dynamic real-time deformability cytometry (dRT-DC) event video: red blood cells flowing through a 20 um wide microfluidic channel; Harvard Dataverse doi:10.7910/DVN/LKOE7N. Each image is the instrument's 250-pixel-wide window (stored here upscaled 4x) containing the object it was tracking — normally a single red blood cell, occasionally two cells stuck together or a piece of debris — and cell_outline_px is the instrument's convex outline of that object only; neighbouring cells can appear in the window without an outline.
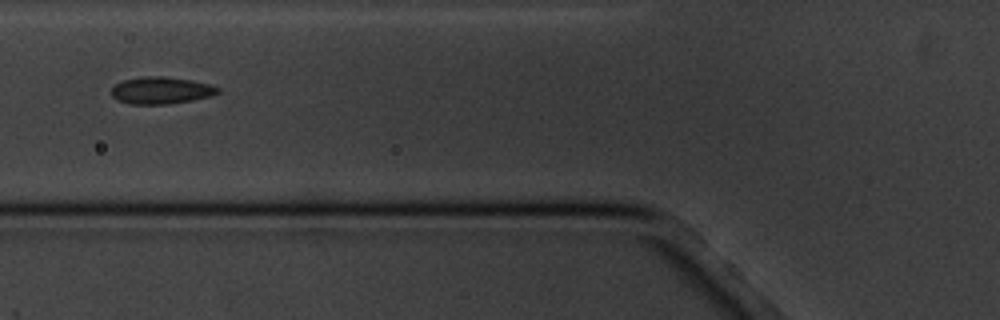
{"species": "common noctule bat (a hibernating species)", "species_latin": "Nyctalus noctula", "temperature_condition": "cold", "stored_images_in_passage": 13, "camera_frame_rate_fps": 3000, "um_per_image_px": 0.085, "animal": {"sex": "male", "body_mass_g": 20.1, "forearm_length_mm": 53.5}, "frame": {"image": 1, "passage_image": 3, "time_ms": 2.333, "image_size_px": [1000, 320], "cell_outline_px": [[220, 92], [212, 96], [192, 100], [168, 104], [128, 104], [116, 100], [108, 92], [112, 84], [124, 80], [140, 76], [164, 76], [192, 80], [208, 84], [220, 88]], "centroid_in_image_um": [13.62, 7.68], "position_along_channel_um": 112.2, "area_um2": 17.17}}
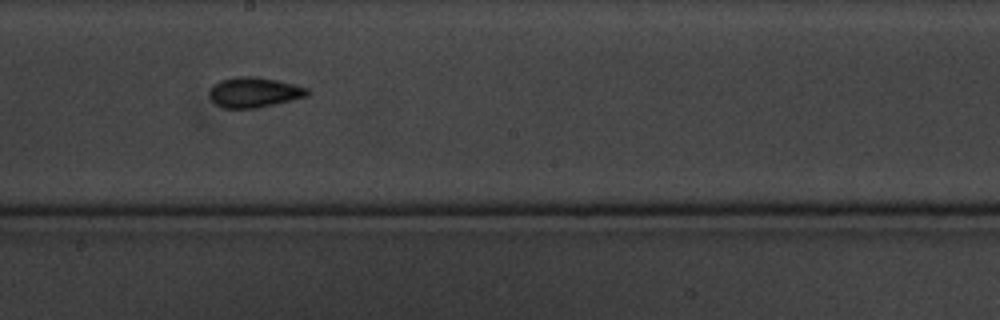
{"frame": {"image": 2, "passage_image": 6, "time_ms": 5.667, "image_size_px": [1000, 320], "cell_outline_px": [[308, 96], [276, 104], [256, 108], [224, 108], [216, 104], [212, 100], [208, 92], [212, 84], [220, 80], [240, 76], [252, 76], [276, 80], [308, 88]], "centroid_in_image_um": [21.57, 7.85], "position_along_channel_um": 226.6, "area_um2": 17.17}}
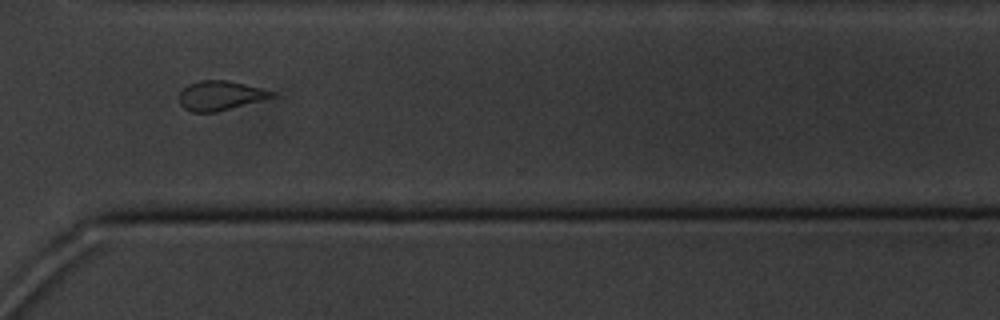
{"frame": {"image": 3, "passage_image": 9, "time_ms": 9.333, "image_size_px": [1000, 320], "cell_outline_px": [[276, 96], [216, 112], [192, 112], [184, 108], [180, 104], [180, 92], [188, 84], [200, 80], [228, 80], [260, 88], [272, 92]], "centroid_in_image_um": [18.68, 8.12], "position_along_channel_um": 351.9, "area_um2": 15.61}, "authors_computed_cell_mechanics": {"area_um2": 16.5886, "velocity_mm_per_s": 3.4203, "shape_relaxation_time_tau1_ms": 4.5451, "shape_relaxation_time_tau2_ms": 5.1262, "deformation_change_tau1": 0.0819, "deformation_change_tau2": 0.0778}}